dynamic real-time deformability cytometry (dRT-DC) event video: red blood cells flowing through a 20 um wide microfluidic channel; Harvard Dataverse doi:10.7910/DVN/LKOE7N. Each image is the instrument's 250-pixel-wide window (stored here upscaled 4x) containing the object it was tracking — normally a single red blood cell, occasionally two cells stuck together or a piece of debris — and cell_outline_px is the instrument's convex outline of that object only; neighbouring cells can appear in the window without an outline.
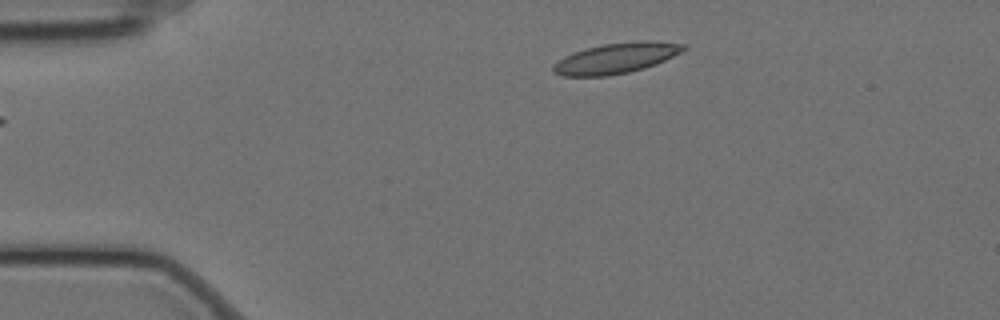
{"species": "Egyptian fruit bat (a non-hibernating species)", "species_latin": "Rousettus aegyptiacus", "temperature_condition": "cold", "stored_images_in_passage": 26, "camera_frame_rate_fps": 3000, "um_per_image_px": 0.085, "animal": {"sex": "female"}, "frame": {"image": 1, "passage_image": 6, "time_ms": 1.667, "image_size_px": [1000, 320], "cell_outline_px": [[688, 48], [656, 64], [644, 68], [628, 72], [608, 76], [564, 76], [552, 72], [552, 64], [556, 60], [572, 52], [584, 48], [604, 44], [636, 40], [652, 40], [688, 44]], "centroid_in_image_um": [52.35, 4.93], "position_along_channel_um": 32.7, "area_um2": 23.52}}
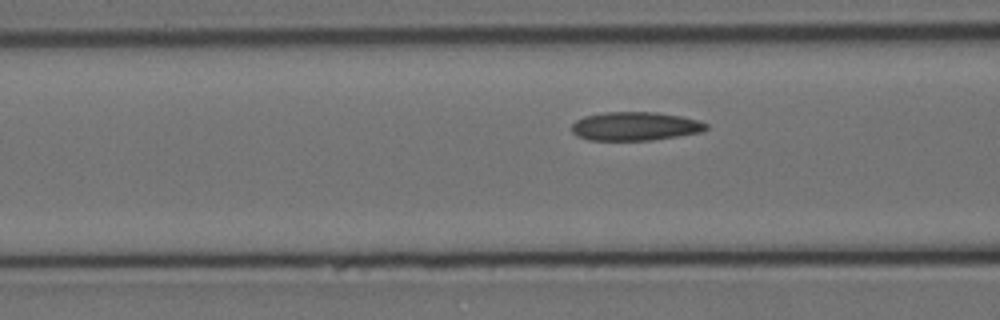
{"frame": {"image": 2, "passage_image": 17, "time_ms": 5.333, "image_size_px": [1000, 320], "cell_outline_px": [[708, 128], [700, 132], [652, 140], [588, 140], [576, 136], [572, 132], [572, 124], [576, 120], [584, 116], [604, 112], [656, 112], [680, 116], [700, 120], [708, 124]], "centroid_in_image_um": [53.97, 10.73], "position_along_channel_um": 112.6, "area_um2": 22.48}}
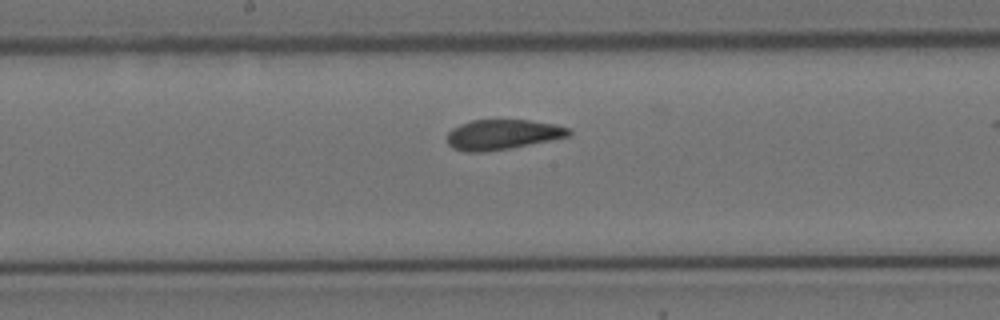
{"frame": {"image": 3, "passage_image": 25, "time_ms": 8.0, "image_size_px": [1000, 320], "cell_outline_px": [[572, 132], [568, 136], [508, 148], [484, 152], [464, 152], [452, 148], [448, 144], [448, 132], [452, 128], [460, 124], [472, 120], [528, 120], [556, 124], [568, 128]], "centroid_in_image_um": [42.66, 11.43], "position_along_channel_um": 205.5, "area_um2": 21.1}}